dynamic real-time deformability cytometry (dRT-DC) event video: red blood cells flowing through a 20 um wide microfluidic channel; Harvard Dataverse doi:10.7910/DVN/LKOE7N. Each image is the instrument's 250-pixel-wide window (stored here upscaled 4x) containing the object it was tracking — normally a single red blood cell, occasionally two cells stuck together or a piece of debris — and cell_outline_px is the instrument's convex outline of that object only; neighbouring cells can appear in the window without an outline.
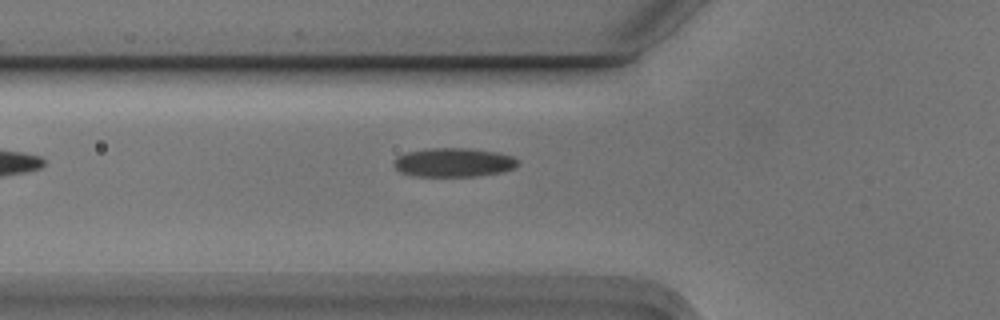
{"species": "Egyptian fruit bat (a non-hibernating species)", "species_latin": "Rousettus aegyptiacus", "temperature_condition": "cold", "stored_images_in_passage": 5, "camera_frame_rate_fps": 3000, "um_per_image_px": 0.085, "animal": {"sex": "male"}, "frame": {"image": 1, "passage_image": 5, "time_ms": 1.333, "image_size_px": [1000, 320], "cell_outline_px": [[520, 164], [516, 168], [500, 172], [476, 176], [412, 176], [400, 172], [392, 164], [392, 160], [396, 156], [404, 152], [424, 148], [468, 148], [496, 152], [512, 156], [520, 160]], "centroid_in_image_um": [38.52, 13.8], "position_along_channel_um": 87.3, "area_um2": 21.33}}